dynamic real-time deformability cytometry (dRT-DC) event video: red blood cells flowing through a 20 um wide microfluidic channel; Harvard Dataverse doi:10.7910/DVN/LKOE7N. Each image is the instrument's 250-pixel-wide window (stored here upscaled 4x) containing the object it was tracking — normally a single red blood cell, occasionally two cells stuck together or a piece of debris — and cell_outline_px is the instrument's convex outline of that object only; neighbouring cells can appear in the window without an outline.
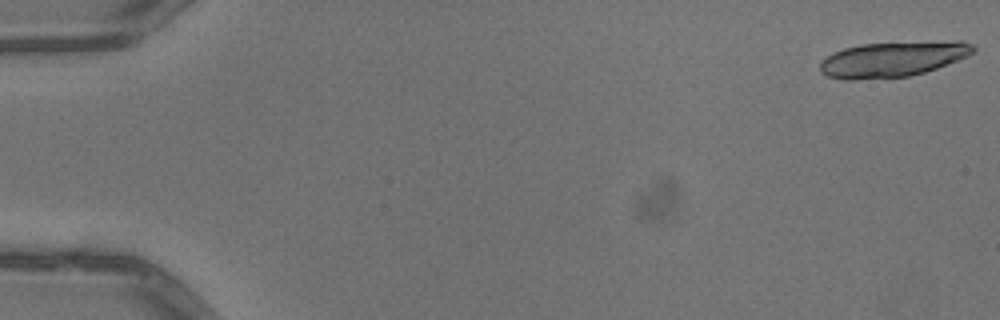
{"species": "common noctule bat (a hibernating species)", "species_latin": "Nyctalus noctula", "temperature_condition": "warm", "stored_images_in_passage": 19, "camera_frame_rate_fps": 3000, "um_per_image_px": 0.085, "animal": {"sex": "male", "body_mass_g": 13.3}, "frame": {"image": 1, "passage_image": 1, "time_ms": 0.0, "image_size_px": [1000, 320], "cell_outline_px": [[976, 52], [968, 56], [936, 68], [924, 72], [908, 76], [852, 80], [844, 80], [828, 76], [820, 72], [820, 64], [832, 52], [844, 48], [860, 44], [956, 40], [960, 40], [972, 44], [976, 48]], "centroid_in_image_um": [75.91, 5.02], "position_along_channel_um": 9.1, "area_um2": 31.62}}